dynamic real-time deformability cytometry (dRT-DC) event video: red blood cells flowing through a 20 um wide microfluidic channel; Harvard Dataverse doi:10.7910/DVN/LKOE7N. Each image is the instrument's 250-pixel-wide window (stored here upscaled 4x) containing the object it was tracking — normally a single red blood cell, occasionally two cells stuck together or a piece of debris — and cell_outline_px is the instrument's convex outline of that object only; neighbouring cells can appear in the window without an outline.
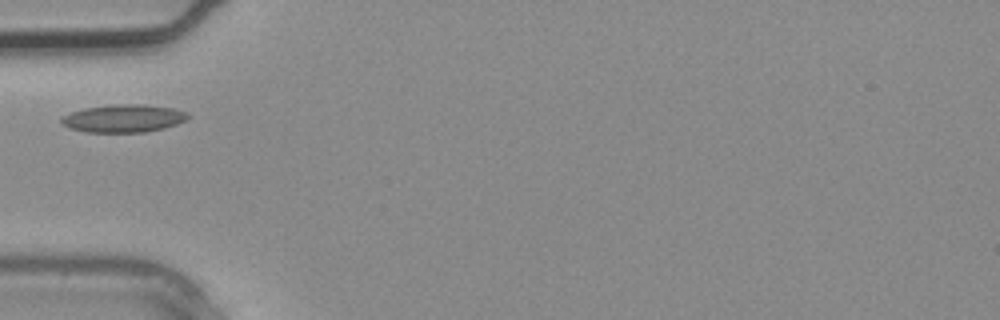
{"species": "common noctule bat (a hibernating species)", "species_latin": "Nyctalus noctula", "temperature_condition": "warm", "stored_images_in_passage": 1, "camera_frame_rate_fps": 3000, "um_per_image_px": 0.085, "animal": {"sex": "male", "body_mass_g": 20.4}, "frame": {"image": 1, "passage_image": 1, "time_ms": 0.0, "image_size_px": [1000, 320], "cell_outline_px": [[188, 116], [184, 120], [176, 124], [164, 128], [144, 132], [84, 132], [68, 128], [60, 124], [60, 120], [64, 116], [72, 112], [84, 108], [112, 104], [140, 104], [172, 108], [188, 112]], "centroid_in_image_um": [10.45, 10.06], "position_along_channel_um": 74.5, "area_um2": 20.46}}